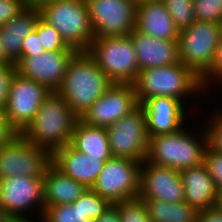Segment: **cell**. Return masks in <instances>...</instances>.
<instances>
[{"label":"cell","mask_w":222,"mask_h":222,"mask_svg":"<svg viewBox=\"0 0 222 222\" xmlns=\"http://www.w3.org/2000/svg\"><path fill=\"white\" fill-rule=\"evenodd\" d=\"M43 189V177L2 178L0 179V206L13 221L36 220L32 219L30 214L33 215L37 208L36 212L40 214L38 218L41 220L45 210Z\"/></svg>","instance_id":"ba28073f"},{"label":"cell","mask_w":222,"mask_h":222,"mask_svg":"<svg viewBox=\"0 0 222 222\" xmlns=\"http://www.w3.org/2000/svg\"><path fill=\"white\" fill-rule=\"evenodd\" d=\"M50 93L46 86L15 71L3 112L8 124L17 134H21L32 122Z\"/></svg>","instance_id":"30bf717a"},{"label":"cell","mask_w":222,"mask_h":222,"mask_svg":"<svg viewBox=\"0 0 222 222\" xmlns=\"http://www.w3.org/2000/svg\"><path fill=\"white\" fill-rule=\"evenodd\" d=\"M39 17V10L25 8L0 27V40L4 54L13 64L21 59L22 43L35 30Z\"/></svg>","instance_id":"7402d4cb"},{"label":"cell","mask_w":222,"mask_h":222,"mask_svg":"<svg viewBox=\"0 0 222 222\" xmlns=\"http://www.w3.org/2000/svg\"><path fill=\"white\" fill-rule=\"evenodd\" d=\"M0 64H13L4 54L1 40H0Z\"/></svg>","instance_id":"7bdbcfd3"},{"label":"cell","mask_w":222,"mask_h":222,"mask_svg":"<svg viewBox=\"0 0 222 222\" xmlns=\"http://www.w3.org/2000/svg\"><path fill=\"white\" fill-rule=\"evenodd\" d=\"M78 119L67 102L56 91H51L21 135L31 144L53 154L70 144Z\"/></svg>","instance_id":"7a4b0ae2"},{"label":"cell","mask_w":222,"mask_h":222,"mask_svg":"<svg viewBox=\"0 0 222 222\" xmlns=\"http://www.w3.org/2000/svg\"><path fill=\"white\" fill-rule=\"evenodd\" d=\"M113 157L127 158L137 162L146 159L149 136L146 115L141 105L106 128Z\"/></svg>","instance_id":"7c38bea8"},{"label":"cell","mask_w":222,"mask_h":222,"mask_svg":"<svg viewBox=\"0 0 222 222\" xmlns=\"http://www.w3.org/2000/svg\"><path fill=\"white\" fill-rule=\"evenodd\" d=\"M133 85L139 105L152 97L176 98L185 104L187 97L204 93L201 79L182 62L144 69Z\"/></svg>","instance_id":"277c9868"},{"label":"cell","mask_w":222,"mask_h":222,"mask_svg":"<svg viewBox=\"0 0 222 222\" xmlns=\"http://www.w3.org/2000/svg\"><path fill=\"white\" fill-rule=\"evenodd\" d=\"M44 48L40 41L37 31H32L23 41L21 49V57H29L32 55L42 54Z\"/></svg>","instance_id":"8d00e7d4"},{"label":"cell","mask_w":222,"mask_h":222,"mask_svg":"<svg viewBox=\"0 0 222 222\" xmlns=\"http://www.w3.org/2000/svg\"><path fill=\"white\" fill-rule=\"evenodd\" d=\"M0 222H13V219L0 206Z\"/></svg>","instance_id":"b9f144b4"},{"label":"cell","mask_w":222,"mask_h":222,"mask_svg":"<svg viewBox=\"0 0 222 222\" xmlns=\"http://www.w3.org/2000/svg\"><path fill=\"white\" fill-rule=\"evenodd\" d=\"M16 71L15 64H0V110L3 111L8 98L9 85Z\"/></svg>","instance_id":"e575fe53"},{"label":"cell","mask_w":222,"mask_h":222,"mask_svg":"<svg viewBox=\"0 0 222 222\" xmlns=\"http://www.w3.org/2000/svg\"><path fill=\"white\" fill-rule=\"evenodd\" d=\"M204 164L213 178L218 192L222 195V153L207 148Z\"/></svg>","instance_id":"d6a6232c"},{"label":"cell","mask_w":222,"mask_h":222,"mask_svg":"<svg viewBox=\"0 0 222 222\" xmlns=\"http://www.w3.org/2000/svg\"><path fill=\"white\" fill-rule=\"evenodd\" d=\"M13 222H36V220L34 221V220H24V221H13ZM37 222H43L42 220H39L38 218H37Z\"/></svg>","instance_id":"ee69618b"},{"label":"cell","mask_w":222,"mask_h":222,"mask_svg":"<svg viewBox=\"0 0 222 222\" xmlns=\"http://www.w3.org/2000/svg\"><path fill=\"white\" fill-rule=\"evenodd\" d=\"M136 30L162 40H178L180 32L163 1L137 3Z\"/></svg>","instance_id":"44dd1931"},{"label":"cell","mask_w":222,"mask_h":222,"mask_svg":"<svg viewBox=\"0 0 222 222\" xmlns=\"http://www.w3.org/2000/svg\"><path fill=\"white\" fill-rule=\"evenodd\" d=\"M16 134L8 124L4 112L0 110V146L7 143Z\"/></svg>","instance_id":"f35d334b"},{"label":"cell","mask_w":222,"mask_h":222,"mask_svg":"<svg viewBox=\"0 0 222 222\" xmlns=\"http://www.w3.org/2000/svg\"><path fill=\"white\" fill-rule=\"evenodd\" d=\"M138 106L133 84L113 83L80 120L90 126L107 128Z\"/></svg>","instance_id":"5bb4252c"},{"label":"cell","mask_w":222,"mask_h":222,"mask_svg":"<svg viewBox=\"0 0 222 222\" xmlns=\"http://www.w3.org/2000/svg\"><path fill=\"white\" fill-rule=\"evenodd\" d=\"M113 205L118 209L120 222H152L142 199L136 198Z\"/></svg>","instance_id":"f1b7e54d"},{"label":"cell","mask_w":222,"mask_h":222,"mask_svg":"<svg viewBox=\"0 0 222 222\" xmlns=\"http://www.w3.org/2000/svg\"><path fill=\"white\" fill-rule=\"evenodd\" d=\"M139 199L185 202L180 172L173 168L143 161L140 166Z\"/></svg>","instance_id":"2e32d148"},{"label":"cell","mask_w":222,"mask_h":222,"mask_svg":"<svg viewBox=\"0 0 222 222\" xmlns=\"http://www.w3.org/2000/svg\"><path fill=\"white\" fill-rule=\"evenodd\" d=\"M192 133L184 126L172 134L150 136L145 161L182 171L204 164L208 148L205 129Z\"/></svg>","instance_id":"3957f363"},{"label":"cell","mask_w":222,"mask_h":222,"mask_svg":"<svg viewBox=\"0 0 222 222\" xmlns=\"http://www.w3.org/2000/svg\"><path fill=\"white\" fill-rule=\"evenodd\" d=\"M222 39V24L195 21L179 32L180 62L200 79L212 68Z\"/></svg>","instance_id":"52a82bcc"},{"label":"cell","mask_w":222,"mask_h":222,"mask_svg":"<svg viewBox=\"0 0 222 222\" xmlns=\"http://www.w3.org/2000/svg\"><path fill=\"white\" fill-rule=\"evenodd\" d=\"M145 115L148 136L172 134L184 127L187 121L186 104L176 98L152 97L141 104ZM186 120V121H185Z\"/></svg>","instance_id":"e0dca14e"},{"label":"cell","mask_w":222,"mask_h":222,"mask_svg":"<svg viewBox=\"0 0 222 222\" xmlns=\"http://www.w3.org/2000/svg\"><path fill=\"white\" fill-rule=\"evenodd\" d=\"M76 50L43 52L42 54L21 57L15 64L16 71L32 79L50 91H57L64 79L68 64Z\"/></svg>","instance_id":"9a60e30c"},{"label":"cell","mask_w":222,"mask_h":222,"mask_svg":"<svg viewBox=\"0 0 222 222\" xmlns=\"http://www.w3.org/2000/svg\"><path fill=\"white\" fill-rule=\"evenodd\" d=\"M35 30L40 36V41L44 48V51L54 52L74 50L65 43L60 33L53 26L44 21L41 17H39L37 20Z\"/></svg>","instance_id":"f546056e"},{"label":"cell","mask_w":222,"mask_h":222,"mask_svg":"<svg viewBox=\"0 0 222 222\" xmlns=\"http://www.w3.org/2000/svg\"><path fill=\"white\" fill-rule=\"evenodd\" d=\"M220 205L222 206V195H221Z\"/></svg>","instance_id":"bcb514c9"},{"label":"cell","mask_w":222,"mask_h":222,"mask_svg":"<svg viewBox=\"0 0 222 222\" xmlns=\"http://www.w3.org/2000/svg\"><path fill=\"white\" fill-rule=\"evenodd\" d=\"M185 202L198 212L220 204L221 195L205 164L180 171Z\"/></svg>","instance_id":"ffe728a7"},{"label":"cell","mask_w":222,"mask_h":222,"mask_svg":"<svg viewBox=\"0 0 222 222\" xmlns=\"http://www.w3.org/2000/svg\"><path fill=\"white\" fill-rule=\"evenodd\" d=\"M24 8L40 10L43 6L55 0H21Z\"/></svg>","instance_id":"60d3db41"},{"label":"cell","mask_w":222,"mask_h":222,"mask_svg":"<svg viewBox=\"0 0 222 222\" xmlns=\"http://www.w3.org/2000/svg\"><path fill=\"white\" fill-rule=\"evenodd\" d=\"M21 0H0V27L23 11Z\"/></svg>","instance_id":"d590c367"},{"label":"cell","mask_w":222,"mask_h":222,"mask_svg":"<svg viewBox=\"0 0 222 222\" xmlns=\"http://www.w3.org/2000/svg\"><path fill=\"white\" fill-rule=\"evenodd\" d=\"M211 82L213 85L214 84L217 85V83L218 85L220 84L222 85V39L217 48L216 58L214 60V64L212 65V68L201 78V83H202L204 92L206 90H207L206 92H209L208 90L209 87L213 86L211 85Z\"/></svg>","instance_id":"836d02e7"},{"label":"cell","mask_w":222,"mask_h":222,"mask_svg":"<svg viewBox=\"0 0 222 222\" xmlns=\"http://www.w3.org/2000/svg\"><path fill=\"white\" fill-rule=\"evenodd\" d=\"M148 1H162V0H138V3H140V2H148Z\"/></svg>","instance_id":"f6af8a7d"},{"label":"cell","mask_w":222,"mask_h":222,"mask_svg":"<svg viewBox=\"0 0 222 222\" xmlns=\"http://www.w3.org/2000/svg\"><path fill=\"white\" fill-rule=\"evenodd\" d=\"M152 222H197L198 211L186 202L142 199Z\"/></svg>","instance_id":"d4e9b609"},{"label":"cell","mask_w":222,"mask_h":222,"mask_svg":"<svg viewBox=\"0 0 222 222\" xmlns=\"http://www.w3.org/2000/svg\"><path fill=\"white\" fill-rule=\"evenodd\" d=\"M129 35L136 51L139 72L180 62L178 40L156 39L136 29Z\"/></svg>","instance_id":"d6986e66"},{"label":"cell","mask_w":222,"mask_h":222,"mask_svg":"<svg viewBox=\"0 0 222 222\" xmlns=\"http://www.w3.org/2000/svg\"><path fill=\"white\" fill-rule=\"evenodd\" d=\"M70 145L91 157L112 158L106 128L94 127L78 119L74 125Z\"/></svg>","instance_id":"cb8c5ba5"},{"label":"cell","mask_w":222,"mask_h":222,"mask_svg":"<svg viewBox=\"0 0 222 222\" xmlns=\"http://www.w3.org/2000/svg\"><path fill=\"white\" fill-rule=\"evenodd\" d=\"M213 112L209 115L210 117H207V125L204 128L207 134L208 148L214 152L222 153V109Z\"/></svg>","instance_id":"1f68e13d"},{"label":"cell","mask_w":222,"mask_h":222,"mask_svg":"<svg viewBox=\"0 0 222 222\" xmlns=\"http://www.w3.org/2000/svg\"><path fill=\"white\" fill-rule=\"evenodd\" d=\"M93 39L128 36L136 29V1L86 0Z\"/></svg>","instance_id":"4fadbf2b"},{"label":"cell","mask_w":222,"mask_h":222,"mask_svg":"<svg viewBox=\"0 0 222 222\" xmlns=\"http://www.w3.org/2000/svg\"><path fill=\"white\" fill-rule=\"evenodd\" d=\"M44 206L72 204L88 188L64 175L51 164L43 176Z\"/></svg>","instance_id":"603a6c76"},{"label":"cell","mask_w":222,"mask_h":222,"mask_svg":"<svg viewBox=\"0 0 222 222\" xmlns=\"http://www.w3.org/2000/svg\"><path fill=\"white\" fill-rule=\"evenodd\" d=\"M112 84L88 52H77L56 92L80 119Z\"/></svg>","instance_id":"6da1fadb"},{"label":"cell","mask_w":222,"mask_h":222,"mask_svg":"<svg viewBox=\"0 0 222 222\" xmlns=\"http://www.w3.org/2000/svg\"><path fill=\"white\" fill-rule=\"evenodd\" d=\"M196 21L222 24V0H193Z\"/></svg>","instance_id":"4dcf8cb0"},{"label":"cell","mask_w":222,"mask_h":222,"mask_svg":"<svg viewBox=\"0 0 222 222\" xmlns=\"http://www.w3.org/2000/svg\"><path fill=\"white\" fill-rule=\"evenodd\" d=\"M141 162L112 157L107 160L92 190L112 205L138 198Z\"/></svg>","instance_id":"8fae6325"},{"label":"cell","mask_w":222,"mask_h":222,"mask_svg":"<svg viewBox=\"0 0 222 222\" xmlns=\"http://www.w3.org/2000/svg\"><path fill=\"white\" fill-rule=\"evenodd\" d=\"M87 52L113 83L133 84L140 73L130 35L95 38Z\"/></svg>","instance_id":"8992f818"},{"label":"cell","mask_w":222,"mask_h":222,"mask_svg":"<svg viewBox=\"0 0 222 222\" xmlns=\"http://www.w3.org/2000/svg\"><path fill=\"white\" fill-rule=\"evenodd\" d=\"M73 206H77L87 218L92 222L99 218L112 204L99 194L94 192L91 188H88L79 198L73 203Z\"/></svg>","instance_id":"484cf974"},{"label":"cell","mask_w":222,"mask_h":222,"mask_svg":"<svg viewBox=\"0 0 222 222\" xmlns=\"http://www.w3.org/2000/svg\"><path fill=\"white\" fill-rule=\"evenodd\" d=\"M93 222H120L118 209L111 205L99 218Z\"/></svg>","instance_id":"ab89813d"},{"label":"cell","mask_w":222,"mask_h":222,"mask_svg":"<svg viewBox=\"0 0 222 222\" xmlns=\"http://www.w3.org/2000/svg\"><path fill=\"white\" fill-rule=\"evenodd\" d=\"M197 222H222V206L219 204L198 213Z\"/></svg>","instance_id":"74e56055"},{"label":"cell","mask_w":222,"mask_h":222,"mask_svg":"<svg viewBox=\"0 0 222 222\" xmlns=\"http://www.w3.org/2000/svg\"><path fill=\"white\" fill-rule=\"evenodd\" d=\"M52 164V154L14 135L0 146V179L13 176L43 177Z\"/></svg>","instance_id":"9c48e42d"},{"label":"cell","mask_w":222,"mask_h":222,"mask_svg":"<svg viewBox=\"0 0 222 222\" xmlns=\"http://www.w3.org/2000/svg\"><path fill=\"white\" fill-rule=\"evenodd\" d=\"M109 159H98L76 150L70 144L57 149L52 154V164L64 175L87 188H92L105 162Z\"/></svg>","instance_id":"ac0fdd59"},{"label":"cell","mask_w":222,"mask_h":222,"mask_svg":"<svg viewBox=\"0 0 222 222\" xmlns=\"http://www.w3.org/2000/svg\"><path fill=\"white\" fill-rule=\"evenodd\" d=\"M41 220L43 222H92L77 206L72 204L47 207Z\"/></svg>","instance_id":"83f0119b"},{"label":"cell","mask_w":222,"mask_h":222,"mask_svg":"<svg viewBox=\"0 0 222 222\" xmlns=\"http://www.w3.org/2000/svg\"><path fill=\"white\" fill-rule=\"evenodd\" d=\"M40 17L53 26L65 43L77 52H87L93 40L86 0H55L43 6Z\"/></svg>","instance_id":"5b68a950"},{"label":"cell","mask_w":222,"mask_h":222,"mask_svg":"<svg viewBox=\"0 0 222 222\" xmlns=\"http://www.w3.org/2000/svg\"><path fill=\"white\" fill-rule=\"evenodd\" d=\"M162 1L179 31L196 21L193 0Z\"/></svg>","instance_id":"4316f807"}]
</instances>
